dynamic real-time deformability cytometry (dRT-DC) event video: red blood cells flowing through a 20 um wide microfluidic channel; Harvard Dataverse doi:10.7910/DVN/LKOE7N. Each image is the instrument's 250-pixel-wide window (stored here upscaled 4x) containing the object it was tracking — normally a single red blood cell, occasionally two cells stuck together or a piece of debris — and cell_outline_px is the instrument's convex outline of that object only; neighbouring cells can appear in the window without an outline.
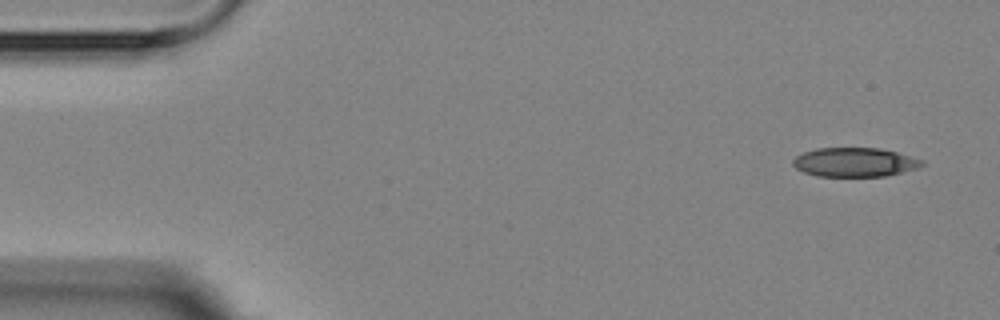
{"species": "Egyptian fruit bat (a non-hibernating species)", "species_latin": "Rousettus aegyptiacus", "temperature_condition": "room temperature", "stored_images_in_passage": 15, "camera_frame_rate_fps": 3000, "um_per_image_px": 0.085, "animal": {"sex": "female"}, "frame": {"image": 1, "passage_image": 1, "time_ms": 0.0, "image_size_px": [1000, 320], "cell_outline_px": [[924, 164], [916, 168], [884, 176], [816, 176], [804, 172], [796, 168], [792, 164], [792, 160], [796, 156], [804, 152], [816, 148], [880, 148], [896, 152], [924, 160]], "centroid_in_image_um": [72.62, 13.78], "position_along_channel_um": 12.4, "area_um2": 21.73}}
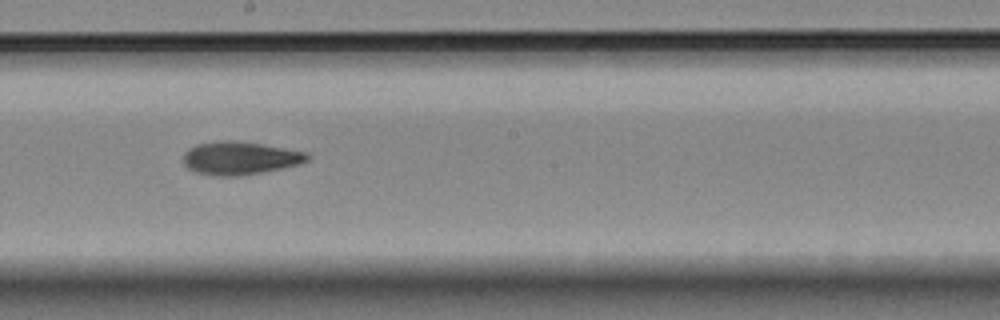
{"frame": {"image": 2, "passage_image": 9, "time_ms": 9.0, "image_size_px": [1000, 320], "cell_outline_px": [[312, 156], [308, 160], [300, 164], [284, 168], [264, 172], [240, 176], [216, 176], [196, 172], [188, 168], [184, 164], [184, 152], [188, 148], [196, 144], [220, 140], [232, 140], [260, 144], [308, 152]], "centroid_in_image_um": [20.41, 13.44], "position_along_channel_um": 227.8, "area_um2": 24.1}}
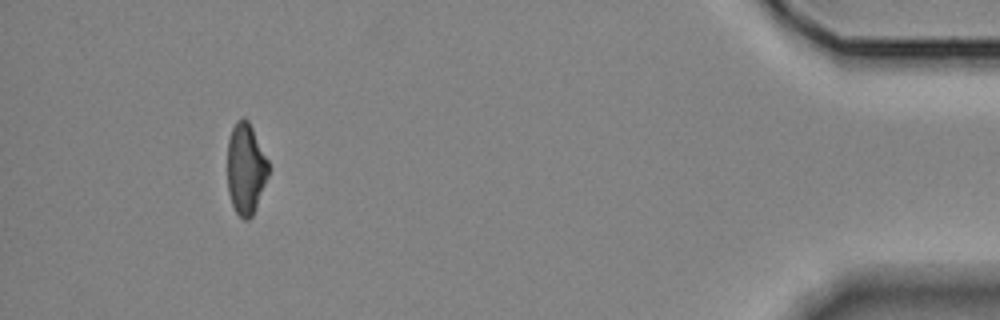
{"frame": {"image": 3, "passage_image": 15, "time_ms": 16.0, "image_size_px": [1000, 320], "cell_outline_px": [[268, 176], [256, 208], [252, 216], [248, 220], [244, 220], [236, 212], [232, 204], [228, 192], [228, 140], [232, 128], [236, 120], [244, 116], [248, 120], [268, 160]], "centroid_in_image_um": [20.88, 14.34], "position_along_channel_um": 414.3, "area_um2": 21.73}, "authors_computed_cell_mechanics": {"area_um2": 23.3512, "velocity_mm_per_s": 3.6021, "shape_relaxation_time_tau1_ms": null, "shape_relaxation_time_tau2_ms": 4.5802, "deformation_change_tau1": null, "deformation_change_tau2": 0.1252}}